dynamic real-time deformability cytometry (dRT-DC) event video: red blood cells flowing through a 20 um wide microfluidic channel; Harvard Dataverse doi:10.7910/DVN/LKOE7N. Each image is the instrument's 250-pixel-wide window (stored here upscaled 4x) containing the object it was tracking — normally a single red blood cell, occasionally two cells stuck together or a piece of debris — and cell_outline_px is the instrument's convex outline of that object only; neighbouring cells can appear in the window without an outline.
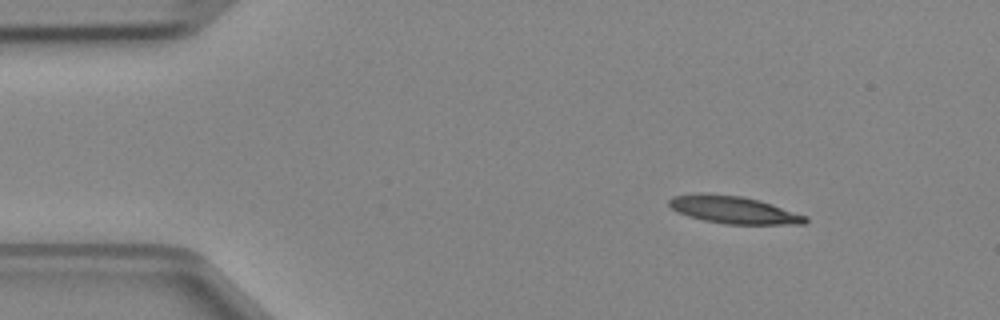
{"species": "Egyptian fruit bat (a non-hibernating species)", "species_latin": "Rousettus aegyptiacus", "temperature_condition": "cold", "stored_images_in_passage": 2, "camera_frame_rate_fps": 3000, "um_per_image_px": 0.085, "animal": {"sex": "female"}, "frame": {"image": 1, "passage_image": 1, "time_ms": 0.0, "image_size_px": [1000, 320], "cell_outline_px": [[808, 220], [804, 224], [724, 224], [704, 220], [688, 216], [676, 212], [668, 204], [668, 200], [672, 196], [700, 192], [704, 192], [740, 196], [760, 200], [808, 216]], "centroid_in_image_um": [62.33, 17.82], "position_along_channel_um": 22.7, "area_um2": 22.02}}